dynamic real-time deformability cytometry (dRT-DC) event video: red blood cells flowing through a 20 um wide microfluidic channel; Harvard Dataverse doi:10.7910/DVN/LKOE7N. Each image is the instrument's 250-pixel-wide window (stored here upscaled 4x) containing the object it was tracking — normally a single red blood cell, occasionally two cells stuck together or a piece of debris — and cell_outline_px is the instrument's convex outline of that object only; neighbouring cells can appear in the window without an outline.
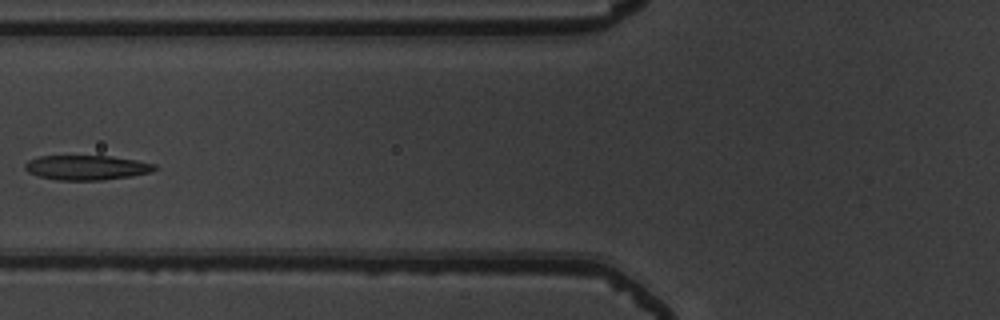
{"species": "common noctule bat (a hibernating species)", "species_latin": "Nyctalus noctula", "temperature_condition": "warm", "stored_images_in_passage": 9, "camera_frame_rate_fps": 3000, "um_per_image_px": 0.085, "animal": {"sex": "male", "body_mass_g": 19.5, "forearm_length_mm": 54.6}, "frame": {"image": 1, "passage_image": 8, "time_ms": 2.333, "image_size_px": [1000, 320], "cell_outline_px": [[160, 168], [152, 172], [132, 176], [100, 180], [56, 180], [40, 176], [28, 172], [24, 168], [24, 164], [28, 160], [40, 156], [112, 156], [136, 160], [156, 164]], "centroid_in_image_um": [7.4, 14.24], "position_along_channel_um": 118.4, "area_um2": 18.79}}
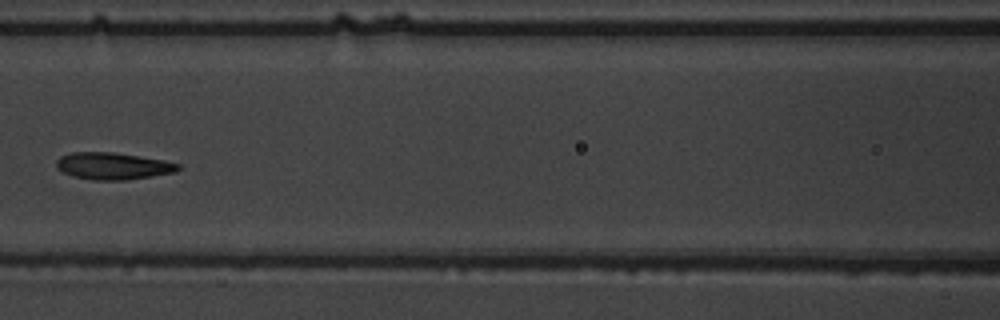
{"frame": {"image": 2, "passage_image": 9, "time_ms": 2.667, "image_size_px": [1000, 320], "cell_outline_px": [[180, 168], [176, 172], [128, 180], [92, 180], [72, 176], [64, 172], [56, 164], [56, 160], [60, 156], [72, 152], [112, 152], [164, 160], [180, 164]], "centroid_in_image_um": [9.62, 14.11], "position_along_channel_um": 157.0, "area_um2": 19.07}}